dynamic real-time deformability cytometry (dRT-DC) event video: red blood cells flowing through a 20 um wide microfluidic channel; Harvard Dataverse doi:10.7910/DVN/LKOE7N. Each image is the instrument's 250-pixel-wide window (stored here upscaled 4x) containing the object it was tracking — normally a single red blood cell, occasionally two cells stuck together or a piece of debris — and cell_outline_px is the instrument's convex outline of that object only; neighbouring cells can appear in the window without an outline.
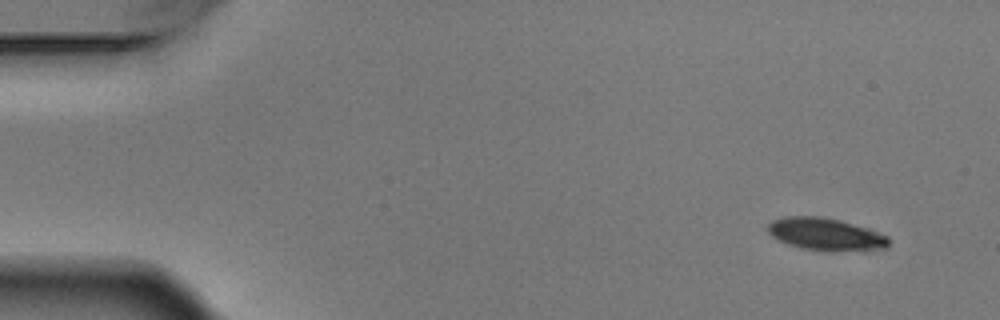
{"species": "Egyptian fruit bat (a non-hibernating species)", "species_latin": "Rousettus aegyptiacus", "temperature_condition": "warm", "stored_images_in_passage": 4, "segment_of_instrument_passage": [2, 2], "camera_frame_rate_fps": 3000, "um_per_image_px": 0.085, "animal": {"sex": "male"}, "frame": {"image": 1, "passage_image": 4, "time_ms": 1.0, "image_size_px": [1000, 320], "cell_outline_px": [[888, 244], [884, 248], [828, 252], [800, 248], [776, 240], [768, 232], [768, 224], [772, 220], [788, 216], [816, 216], [840, 220], [888, 236]], "centroid_in_image_um": [70.1, 19.92], "position_along_channel_um": 14.9, "area_um2": 22.6}}